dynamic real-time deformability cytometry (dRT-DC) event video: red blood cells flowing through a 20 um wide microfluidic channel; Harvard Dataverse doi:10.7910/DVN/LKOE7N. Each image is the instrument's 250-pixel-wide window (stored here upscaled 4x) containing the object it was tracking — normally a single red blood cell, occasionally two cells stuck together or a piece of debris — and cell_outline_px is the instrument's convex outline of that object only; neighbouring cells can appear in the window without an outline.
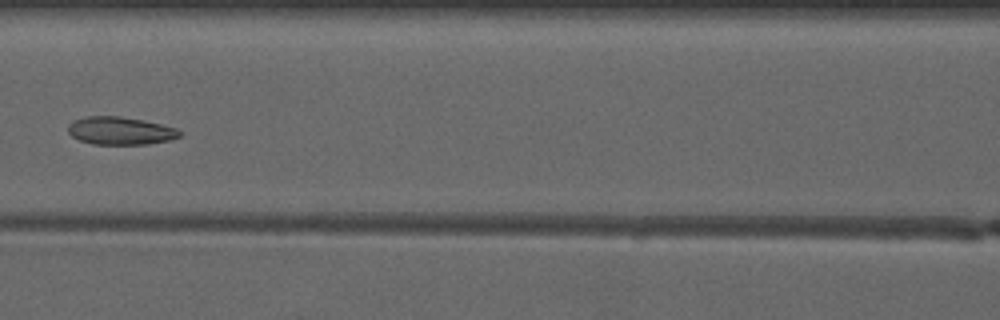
{"species": "common noctule bat (a hibernating species)", "species_latin": "Nyctalus noctula", "temperature_condition": "warm", "stored_images_in_passage": 7, "camera_frame_rate_fps": 3000, "um_per_image_px": 0.085, "animal": {"sex": "male", "forearm_length_mm": 52.5}, "frame": {"image": 1, "passage_image": 7, "time_ms": 7.0, "image_size_px": [1000, 320], "cell_outline_px": [[180, 136], [172, 140], [148, 144], [92, 144], [80, 140], [72, 136], [68, 132], [68, 124], [72, 120], [88, 116], [120, 116], [144, 120], [176, 128], [180, 132]], "centroid_in_image_um": [10.21, 11.11], "position_along_channel_um": 156.4, "area_um2": 18.15}}